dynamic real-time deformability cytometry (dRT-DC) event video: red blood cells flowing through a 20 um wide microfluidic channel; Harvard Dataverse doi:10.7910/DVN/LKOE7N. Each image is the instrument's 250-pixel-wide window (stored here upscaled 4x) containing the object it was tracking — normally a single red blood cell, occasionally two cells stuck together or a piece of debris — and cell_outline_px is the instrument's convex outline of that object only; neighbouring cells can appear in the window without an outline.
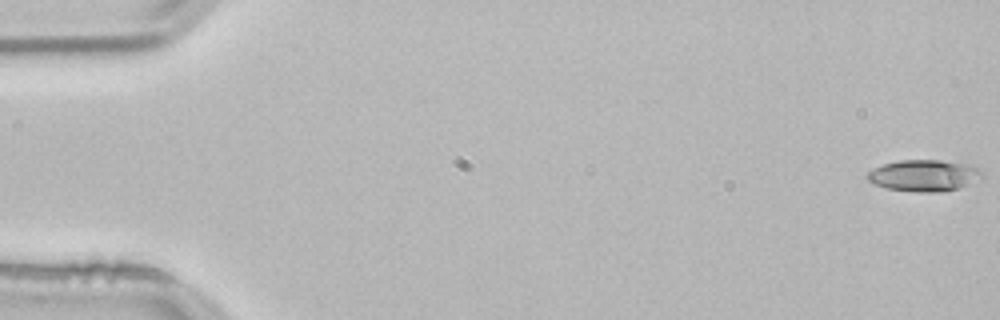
{"species": "common noctule bat (a hibernating species)", "species_latin": "Nyctalus noctula", "temperature_condition": "room temperature", "stored_images_in_passage": 48, "camera_frame_rate_fps": 3000, "um_per_image_px": 0.085, "animal": {"sex": "male", "body_mass_g": 21.5, "forearm_length_mm": 52.0}, "frame": {"image": 1, "passage_image": 1, "time_ms": 0.0, "image_size_px": [1000, 320], "cell_outline_px": [[980, 176], [960, 188], [944, 192], [916, 192], [888, 188], [876, 184], [868, 180], [868, 172], [872, 168], [884, 164], [900, 160], [940, 160], [968, 164], [976, 168], [980, 172]], "centroid_in_image_um": [78.49, 14.92], "position_along_channel_um": 6.5, "area_um2": 20.63}}
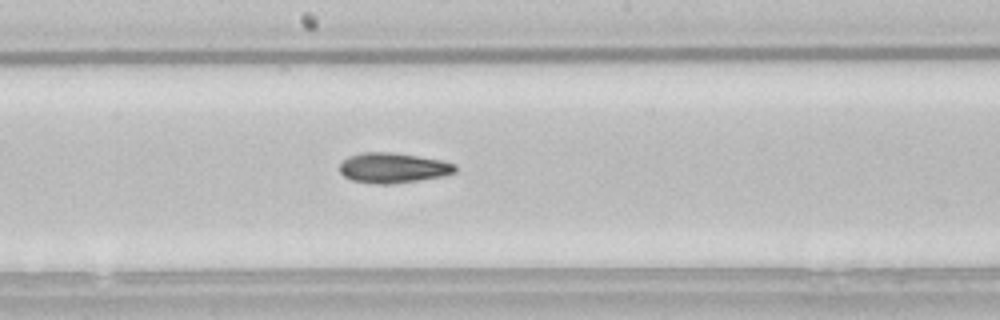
{"frame": {"image": 2, "passage_image": 29, "time_ms": 9.333, "image_size_px": [1000, 320], "cell_outline_px": [[456, 172], [440, 176], [416, 180], [388, 184], [376, 184], [352, 180], [344, 176], [340, 172], [340, 160], [348, 156], [360, 152], [392, 152], [440, 160], [456, 164]], "centroid_in_image_um": [33.34, 14.25], "position_along_channel_um": 214.9, "area_um2": 20.17}}
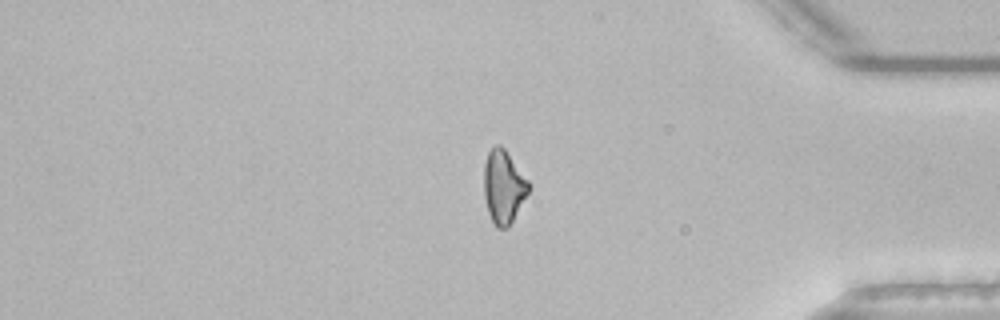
{"frame": {"image": 3, "passage_image": 45, "time_ms": 14.667, "image_size_px": [1000, 320], "cell_outline_px": [[532, 184], [528, 192], [508, 228], [496, 228], [492, 224], [488, 212], [484, 196], [484, 164], [488, 152], [496, 144], [500, 144], [504, 148]], "centroid_in_image_um": [42.8, 15.88], "position_along_channel_um": 392.4, "area_um2": 19.19}, "authors_computed_cell_mechanics": {"area_um2": 19.5942, "velocity_mm_per_s": 3.8312, "shape_relaxation_time_tau1_ms": 5.6111, "shape_relaxation_time_tau2_ms": 6.9586, "deformation_change_tau1": 0.1629, "deformation_change_tau2": 0.1681}}